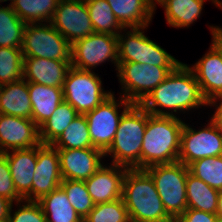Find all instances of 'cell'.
<instances>
[{
	"instance_id": "6da1fadb",
	"label": "cell",
	"mask_w": 222,
	"mask_h": 222,
	"mask_svg": "<svg viewBox=\"0 0 222 222\" xmlns=\"http://www.w3.org/2000/svg\"><path fill=\"white\" fill-rule=\"evenodd\" d=\"M140 105L152 115L180 118L181 113L207 107V101L194 72L181 62Z\"/></svg>"
},
{
	"instance_id": "7a4b0ae2",
	"label": "cell",
	"mask_w": 222,
	"mask_h": 222,
	"mask_svg": "<svg viewBox=\"0 0 222 222\" xmlns=\"http://www.w3.org/2000/svg\"><path fill=\"white\" fill-rule=\"evenodd\" d=\"M122 199L130 222H174L145 169L128 168L123 180Z\"/></svg>"
},
{
	"instance_id": "3957f363",
	"label": "cell",
	"mask_w": 222,
	"mask_h": 222,
	"mask_svg": "<svg viewBox=\"0 0 222 222\" xmlns=\"http://www.w3.org/2000/svg\"><path fill=\"white\" fill-rule=\"evenodd\" d=\"M184 123L185 121L178 117L152 115L147 111L141 169L178 161Z\"/></svg>"
},
{
	"instance_id": "277c9868",
	"label": "cell",
	"mask_w": 222,
	"mask_h": 222,
	"mask_svg": "<svg viewBox=\"0 0 222 222\" xmlns=\"http://www.w3.org/2000/svg\"><path fill=\"white\" fill-rule=\"evenodd\" d=\"M147 124V111L140 104H132L120 118L118 129L105 158L110 163L141 169V149Z\"/></svg>"
},
{
	"instance_id": "5b68a950",
	"label": "cell",
	"mask_w": 222,
	"mask_h": 222,
	"mask_svg": "<svg viewBox=\"0 0 222 222\" xmlns=\"http://www.w3.org/2000/svg\"><path fill=\"white\" fill-rule=\"evenodd\" d=\"M148 26L124 28L118 35V62L177 67L181 61L145 35ZM146 30V32H145Z\"/></svg>"
},
{
	"instance_id": "8992f818",
	"label": "cell",
	"mask_w": 222,
	"mask_h": 222,
	"mask_svg": "<svg viewBox=\"0 0 222 222\" xmlns=\"http://www.w3.org/2000/svg\"><path fill=\"white\" fill-rule=\"evenodd\" d=\"M154 181L167 214L175 220L187 210L188 166L180 161L153 165L145 169Z\"/></svg>"
},
{
	"instance_id": "52a82bcc",
	"label": "cell",
	"mask_w": 222,
	"mask_h": 222,
	"mask_svg": "<svg viewBox=\"0 0 222 222\" xmlns=\"http://www.w3.org/2000/svg\"><path fill=\"white\" fill-rule=\"evenodd\" d=\"M176 67H157L151 64L118 62L117 77L124 99L141 104Z\"/></svg>"
},
{
	"instance_id": "ba28073f",
	"label": "cell",
	"mask_w": 222,
	"mask_h": 222,
	"mask_svg": "<svg viewBox=\"0 0 222 222\" xmlns=\"http://www.w3.org/2000/svg\"><path fill=\"white\" fill-rule=\"evenodd\" d=\"M93 70L70 67L63 85V98L79 114L94 110L113 92L104 89L101 76Z\"/></svg>"
},
{
	"instance_id": "9c48e42d",
	"label": "cell",
	"mask_w": 222,
	"mask_h": 222,
	"mask_svg": "<svg viewBox=\"0 0 222 222\" xmlns=\"http://www.w3.org/2000/svg\"><path fill=\"white\" fill-rule=\"evenodd\" d=\"M23 57L71 61V44L48 23H26L21 47Z\"/></svg>"
},
{
	"instance_id": "30bf717a",
	"label": "cell",
	"mask_w": 222,
	"mask_h": 222,
	"mask_svg": "<svg viewBox=\"0 0 222 222\" xmlns=\"http://www.w3.org/2000/svg\"><path fill=\"white\" fill-rule=\"evenodd\" d=\"M114 93L94 110L84 114L88 122V130L93 147L104 153L109 149L114 140L120 118L132 105L130 101L124 99L121 95L117 99Z\"/></svg>"
},
{
	"instance_id": "8fae6325",
	"label": "cell",
	"mask_w": 222,
	"mask_h": 222,
	"mask_svg": "<svg viewBox=\"0 0 222 222\" xmlns=\"http://www.w3.org/2000/svg\"><path fill=\"white\" fill-rule=\"evenodd\" d=\"M118 69V39L116 35L92 33L71 44V66L94 71L97 66L110 62Z\"/></svg>"
},
{
	"instance_id": "7c38bea8",
	"label": "cell",
	"mask_w": 222,
	"mask_h": 222,
	"mask_svg": "<svg viewBox=\"0 0 222 222\" xmlns=\"http://www.w3.org/2000/svg\"><path fill=\"white\" fill-rule=\"evenodd\" d=\"M208 121L198 130L184 123L178 161L185 166L201 158L222 156V133Z\"/></svg>"
},
{
	"instance_id": "4fadbf2b",
	"label": "cell",
	"mask_w": 222,
	"mask_h": 222,
	"mask_svg": "<svg viewBox=\"0 0 222 222\" xmlns=\"http://www.w3.org/2000/svg\"><path fill=\"white\" fill-rule=\"evenodd\" d=\"M50 23L70 44L94 33L85 0H59Z\"/></svg>"
},
{
	"instance_id": "5bb4252c",
	"label": "cell",
	"mask_w": 222,
	"mask_h": 222,
	"mask_svg": "<svg viewBox=\"0 0 222 222\" xmlns=\"http://www.w3.org/2000/svg\"><path fill=\"white\" fill-rule=\"evenodd\" d=\"M62 174L57 149L52 145L37 146V164L31 191L23 198L38 201L60 187Z\"/></svg>"
},
{
	"instance_id": "9a60e30c",
	"label": "cell",
	"mask_w": 222,
	"mask_h": 222,
	"mask_svg": "<svg viewBox=\"0 0 222 222\" xmlns=\"http://www.w3.org/2000/svg\"><path fill=\"white\" fill-rule=\"evenodd\" d=\"M41 144L39 127L32 119L0 114V151L29 149Z\"/></svg>"
},
{
	"instance_id": "2e32d148",
	"label": "cell",
	"mask_w": 222,
	"mask_h": 222,
	"mask_svg": "<svg viewBox=\"0 0 222 222\" xmlns=\"http://www.w3.org/2000/svg\"><path fill=\"white\" fill-rule=\"evenodd\" d=\"M62 179L86 181L104 165L105 154L97 148L57 149Z\"/></svg>"
},
{
	"instance_id": "e0dca14e",
	"label": "cell",
	"mask_w": 222,
	"mask_h": 222,
	"mask_svg": "<svg viewBox=\"0 0 222 222\" xmlns=\"http://www.w3.org/2000/svg\"><path fill=\"white\" fill-rule=\"evenodd\" d=\"M127 170L128 167L107 163L84 181L93 202L106 203L122 198L123 180Z\"/></svg>"
},
{
	"instance_id": "ac0fdd59",
	"label": "cell",
	"mask_w": 222,
	"mask_h": 222,
	"mask_svg": "<svg viewBox=\"0 0 222 222\" xmlns=\"http://www.w3.org/2000/svg\"><path fill=\"white\" fill-rule=\"evenodd\" d=\"M207 102L222 97V56L211 44L194 65H189Z\"/></svg>"
},
{
	"instance_id": "d6986e66",
	"label": "cell",
	"mask_w": 222,
	"mask_h": 222,
	"mask_svg": "<svg viewBox=\"0 0 222 222\" xmlns=\"http://www.w3.org/2000/svg\"><path fill=\"white\" fill-rule=\"evenodd\" d=\"M71 61H59L39 57H24L23 79L49 87L63 88Z\"/></svg>"
},
{
	"instance_id": "ffe728a7",
	"label": "cell",
	"mask_w": 222,
	"mask_h": 222,
	"mask_svg": "<svg viewBox=\"0 0 222 222\" xmlns=\"http://www.w3.org/2000/svg\"><path fill=\"white\" fill-rule=\"evenodd\" d=\"M17 193L24 198L32 189L37 164V146L3 153Z\"/></svg>"
},
{
	"instance_id": "44dd1931",
	"label": "cell",
	"mask_w": 222,
	"mask_h": 222,
	"mask_svg": "<svg viewBox=\"0 0 222 222\" xmlns=\"http://www.w3.org/2000/svg\"><path fill=\"white\" fill-rule=\"evenodd\" d=\"M124 28L149 26L155 14V0H106Z\"/></svg>"
},
{
	"instance_id": "7402d4cb",
	"label": "cell",
	"mask_w": 222,
	"mask_h": 222,
	"mask_svg": "<svg viewBox=\"0 0 222 222\" xmlns=\"http://www.w3.org/2000/svg\"><path fill=\"white\" fill-rule=\"evenodd\" d=\"M209 2L211 0H208ZM207 0H155L164 9L166 23L172 28H189L202 15Z\"/></svg>"
},
{
	"instance_id": "603a6c76",
	"label": "cell",
	"mask_w": 222,
	"mask_h": 222,
	"mask_svg": "<svg viewBox=\"0 0 222 222\" xmlns=\"http://www.w3.org/2000/svg\"><path fill=\"white\" fill-rule=\"evenodd\" d=\"M0 114L32 119V106L28 82L21 79L2 85L0 90Z\"/></svg>"
},
{
	"instance_id": "cb8c5ba5",
	"label": "cell",
	"mask_w": 222,
	"mask_h": 222,
	"mask_svg": "<svg viewBox=\"0 0 222 222\" xmlns=\"http://www.w3.org/2000/svg\"><path fill=\"white\" fill-rule=\"evenodd\" d=\"M28 91L32 106V120L40 127L64 101L63 88L28 83Z\"/></svg>"
},
{
	"instance_id": "d4e9b609",
	"label": "cell",
	"mask_w": 222,
	"mask_h": 222,
	"mask_svg": "<svg viewBox=\"0 0 222 222\" xmlns=\"http://www.w3.org/2000/svg\"><path fill=\"white\" fill-rule=\"evenodd\" d=\"M219 191L188 172L186 179L187 209L216 214Z\"/></svg>"
},
{
	"instance_id": "484cf974",
	"label": "cell",
	"mask_w": 222,
	"mask_h": 222,
	"mask_svg": "<svg viewBox=\"0 0 222 222\" xmlns=\"http://www.w3.org/2000/svg\"><path fill=\"white\" fill-rule=\"evenodd\" d=\"M38 202L47 222H83V218L71 206L61 187L43 196Z\"/></svg>"
},
{
	"instance_id": "4316f807",
	"label": "cell",
	"mask_w": 222,
	"mask_h": 222,
	"mask_svg": "<svg viewBox=\"0 0 222 222\" xmlns=\"http://www.w3.org/2000/svg\"><path fill=\"white\" fill-rule=\"evenodd\" d=\"M78 115L68 102H61L50 118L39 127L41 143L52 145Z\"/></svg>"
},
{
	"instance_id": "83f0119b",
	"label": "cell",
	"mask_w": 222,
	"mask_h": 222,
	"mask_svg": "<svg viewBox=\"0 0 222 222\" xmlns=\"http://www.w3.org/2000/svg\"><path fill=\"white\" fill-rule=\"evenodd\" d=\"M59 0H13L11 7L25 23L52 21Z\"/></svg>"
},
{
	"instance_id": "f1b7e54d",
	"label": "cell",
	"mask_w": 222,
	"mask_h": 222,
	"mask_svg": "<svg viewBox=\"0 0 222 222\" xmlns=\"http://www.w3.org/2000/svg\"><path fill=\"white\" fill-rule=\"evenodd\" d=\"M25 26L11 5H0V47L21 48Z\"/></svg>"
},
{
	"instance_id": "f546056e",
	"label": "cell",
	"mask_w": 222,
	"mask_h": 222,
	"mask_svg": "<svg viewBox=\"0 0 222 222\" xmlns=\"http://www.w3.org/2000/svg\"><path fill=\"white\" fill-rule=\"evenodd\" d=\"M85 3L94 32L117 36L124 29L106 0H85Z\"/></svg>"
},
{
	"instance_id": "4dcf8cb0",
	"label": "cell",
	"mask_w": 222,
	"mask_h": 222,
	"mask_svg": "<svg viewBox=\"0 0 222 222\" xmlns=\"http://www.w3.org/2000/svg\"><path fill=\"white\" fill-rule=\"evenodd\" d=\"M56 149L94 148L84 114H79L52 144Z\"/></svg>"
},
{
	"instance_id": "1f68e13d",
	"label": "cell",
	"mask_w": 222,
	"mask_h": 222,
	"mask_svg": "<svg viewBox=\"0 0 222 222\" xmlns=\"http://www.w3.org/2000/svg\"><path fill=\"white\" fill-rule=\"evenodd\" d=\"M188 169L213 189L222 190V156L195 160L188 165Z\"/></svg>"
},
{
	"instance_id": "d6a6232c",
	"label": "cell",
	"mask_w": 222,
	"mask_h": 222,
	"mask_svg": "<svg viewBox=\"0 0 222 222\" xmlns=\"http://www.w3.org/2000/svg\"><path fill=\"white\" fill-rule=\"evenodd\" d=\"M21 48L0 47V83L9 84L23 78Z\"/></svg>"
},
{
	"instance_id": "836d02e7",
	"label": "cell",
	"mask_w": 222,
	"mask_h": 222,
	"mask_svg": "<svg viewBox=\"0 0 222 222\" xmlns=\"http://www.w3.org/2000/svg\"><path fill=\"white\" fill-rule=\"evenodd\" d=\"M60 187L67 194L71 206L84 219L95 206L85 182L62 179Z\"/></svg>"
},
{
	"instance_id": "e575fe53",
	"label": "cell",
	"mask_w": 222,
	"mask_h": 222,
	"mask_svg": "<svg viewBox=\"0 0 222 222\" xmlns=\"http://www.w3.org/2000/svg\"><path fill=\"white\" fill-rule=\"evenodd\" d=\"M83 222H130L127 208L122 198L95 204Z\"/></svg>"
},
{
	"instance_id": "d590c367",
	"label": "cell",
	"mask_w": 222,
	"mask_h": 222,
	"mask_svg": "<svg viewBox=\"0 0 222 222\" xmlns=\"http://www.w3.org/2000/svg\"><path fill=\"white\" fill-rule=\"evenodd\" d=\"M17 206L14 211L13 206ZM10 222H47L38 201L22 200L12 204L9 214Z\"/></svg>"
},
{
	"instance_id": "8d00e7d4",
	"label": "cell",
	"mask_w": 222,
	"mask_h": 222,
	"mask_svg": "<svg viewBox=\"0 0 222 222\" xmlns=\"http://www.w3.org/2000/svg\"><path fill=\"white\" fill-rule=\"evenodd\" d=\"M0 195L12 203L23 200L15 189L7 159L3 154L0 155Z\"/></svg>"
},
{
	"instance_id": "74e56055",
	"label": "cell",
	"mask_w": 222,
	"mask_h": 222,
	"mask_svg": "<svg viewBox=\"0 0 222 222\" xmlns=\"http://www.w3.org/2000/svg\"><path fill=\"white\" fill-rule=\"evenodd\" d=\"M174 222H220L217 214H212L195 209H187L178 216Z\"/></svg>"
},
{
	"instance_id": "f35d334b",
	"label": "cell",
	"mask_w": 222,
	"mask_h": 222,
	"mask_svg": "<svg viewBox=\"0 0 222 222\" xmlns=\"http://www.w3.org/2000/svg\"><path fill=\"white\" fill-rule=\"evenodd\" d=\"M207 106H210V108L215 107L214 113H212V117L209 120L222 133V97L210 100L207 102Z\"/></svg>"
},
{
	"instance_id": "ab89813d",
	"label": "cell",
	"mask_w": 222,
	"mask_h": 222,
	"mask_svg": "<svg viewBox=\"0 0 222 222\" xmlns=\"http://www.w3.org/2000/svg\"><path fill=\"white\" fill-rule=\"evenodd\" d=\"M209 31L211 32V44L215 47V49L221 54L222 56V27L220 26H213L208 25Z\"/></svg>"
},
{
	"instance_id": "60d3db41",
	"label": "cell",
	"mask_w": 222,
	"mask_h": 222,
	"mask_svg": "<svg viewBox=\"0 0 222 222\" xmlns=\"http://www.w3.org/2000/svg\"><path fill=\"white\" fill-rule=\"evenodd\" d=\"M12 202L0 195V221L9 219Z\"/></svg>"
},
{
	"instance_id": "b9f144b4",
	"label": "cell",
	"mask_w": 222,
	"mask_h": 222,
	"mask_svg": "<svg viewBox=\"0 0 222 222\" xmlns=\"http://www.w3.org/2000/svg\"><path fill=\"white\" fill-rule=\"evenodd\" d=\"M216 214L219 221L222 222V190H220L218 194V208Z\"/></svg>"
},
{
	"instance_id": "7bdbcfd3",
	"label": "cell",
	"mask_w": 222,
	"mask_h": 222,
	"mask_svg": "<svg viewBox=\"0 0 222 222\" xmlns=\"http://www.w3.org/2000/svg\"><path fill=\"white\" fill-rule=\"evenodd\" d=\"M212 4L215 5V7L218 9H221L222 10V0H211Z\"/></svg>"
},
{
	"instance_id": "ee69618b",
	"label": "cell",
	"mask_w": 222,
	"mask_h": 222,
	"mask_svg": "<svg viewBox=\"0 0 222 222\" xmlns=\"http://www.w3.org/2000/svg\"><path fill=\"white\" fill-rule=\"evenodd\" d=\"M7 1H10V3L7 5H11L13 2V0H0V5H1V3L3 4L4 2H7Z\"/></svg>"
},
{
	"instance_id": "f6af8a7d",
	"label": "cell",
	"mask_w": 222,
	"mask_h": 222,
	"mask_svg": "<svg viewBox=\"0 0 222 222\" xmlns=\"http://www.w3.org/2000/svg\"><path fill=\"white\" fill-rule=\"evenodd\" d=\"M0 222H10V220L6 219V220L0 221Z\"/></svg>"
}]
</instances>
